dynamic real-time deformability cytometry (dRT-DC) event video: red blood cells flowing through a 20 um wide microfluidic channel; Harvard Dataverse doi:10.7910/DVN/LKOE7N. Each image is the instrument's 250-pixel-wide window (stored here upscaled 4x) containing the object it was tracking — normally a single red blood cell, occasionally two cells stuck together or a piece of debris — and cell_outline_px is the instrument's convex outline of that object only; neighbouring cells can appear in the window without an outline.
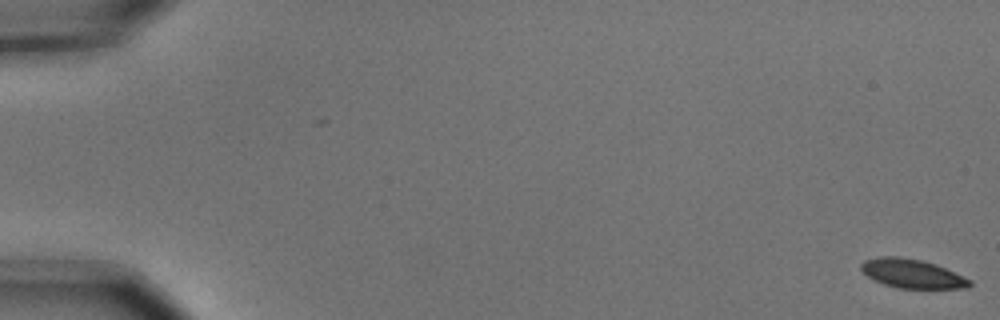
{"species": "common noctule bat (a hibernating species)", "species_latin": "Nyctalus noctula", "temperature_condition": "cold", "stored_images_in_passage": 7, "camera_frame_rate_fps": 3000, "um_per_image_px": 0.085, "animal": {"sex": "male", "body_mass_g": 15.6}, "frame": {"image": 1, "passage_image": 1, "time_ms": 0.0, "image_size_px": [1000, 320], "cell_outline_px": [[972, 284], [968, 288], [900, 288], [884, 284], [868, 276], [860, 268], [860, 264], [864, 260], [880, 256], [900, 256], [920, 260], [936, 264], [972, 280]], "centroid_in_image_um": [77.54, 23.25], "position_along_channel_um": 7.5, "area_um2": 18.21}}
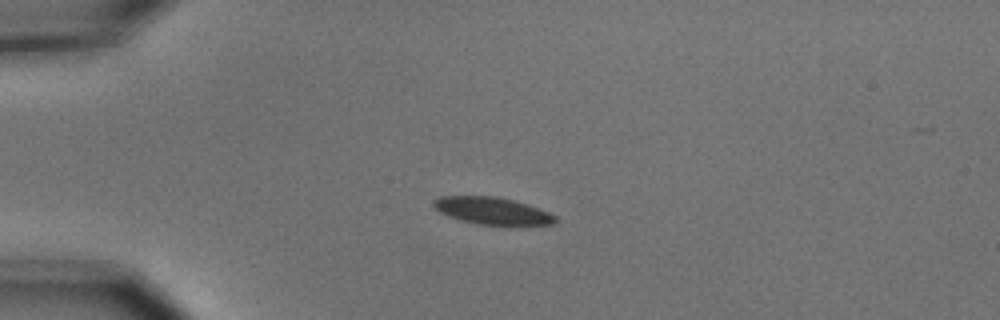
{"frame": {"image": 2, "passage_image": 5, "time_ms": 1.333, "image_size_px": [1000, 320], "cell_outline_px": [[556, 220], [552, 224], [504, 228], [476, 224], [460, 220], [448, 216], [440, 212], [432, 204], [432, 200], [440, 196], [496, 196], [512, 200], [548, 212], [556, 216]], "centroid_in_image_um": [41.84, 17.97], "position_along_channel_um": 43.2, "area_um2": 19.88}}
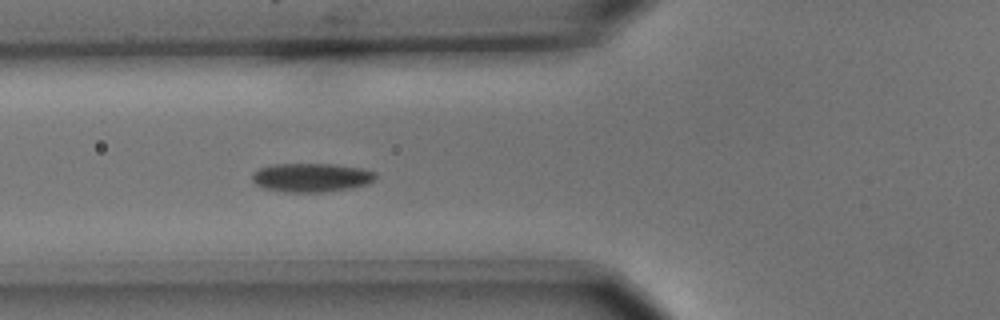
{"frame": {"image": 3, "passage_image": 7, "time_ms": 2.0, "image_size_px": [1000, 320], "cell_outline_px": [[376, 180], [368, 184], [352, 188], [320, 192], [284, 192], [264, 188], [256, 184], [252, 180], [252, 172], [260, 168], [272, 164], [336, 164], [364, 168], [376, 172]], "centroid_in_image_um": [26.5, 15.08], "position_along_channel_um": 99.3, "area_um2": 20.98}}